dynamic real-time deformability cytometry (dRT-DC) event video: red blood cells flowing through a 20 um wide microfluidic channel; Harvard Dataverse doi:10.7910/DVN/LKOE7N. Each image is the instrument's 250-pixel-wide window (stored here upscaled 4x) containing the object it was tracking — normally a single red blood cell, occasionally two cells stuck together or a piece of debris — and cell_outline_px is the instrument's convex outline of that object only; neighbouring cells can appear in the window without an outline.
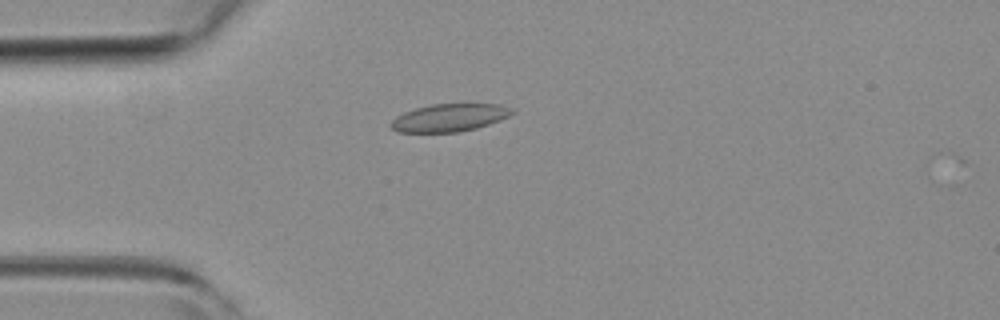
{"species": "common noctule bat (a hibernating species)", "species_latin": "Nyctalus noctula", "temperature_condition": "room temperature", "stored_images_in_passage": 14, "camera_frame_rate_fps": 3000, "um_per_image_px": 0.085, "animal": {"sex": "female", "body_mass_g": 19.3, "forearm_length_mm": 54.1}, "frame": {"image": 1, "passage_image": 13, "time_ms": 4.0, "image_size_px": [1000, 320], "cell_outline_px": [[516, 112], [500, 120], [476, 128], [460, 132], [396, 132], [388, 124], [396, 116], [404, 112], [416, 108], [432, 104], [500, 104], [512, 108]], "centroid_in_image_um": [38.19, 10.0], "position_along_channel_um": 46.8, "area_um2": 19.59}}